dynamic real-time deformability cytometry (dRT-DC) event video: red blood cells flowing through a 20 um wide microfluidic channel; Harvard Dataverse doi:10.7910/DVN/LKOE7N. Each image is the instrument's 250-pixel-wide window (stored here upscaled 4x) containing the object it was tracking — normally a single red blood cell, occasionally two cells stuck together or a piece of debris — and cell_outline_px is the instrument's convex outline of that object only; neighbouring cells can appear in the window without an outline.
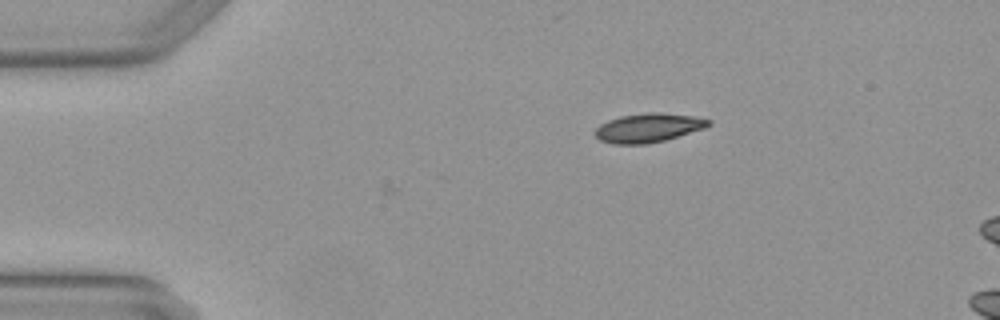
{"species": "Egyptian fruit bat (a non-hibernating species)", "species_latin": "Rousettus aegyptiacus", "temperature_condition": "warm", "stored_images_in_passage": 3, "camera_frame_rate_fps": 3000, "um_per_image_px": 0.085, "animal": {"sex": "female"}, "frame": {"image": 1, "passage_image": 1, "time_ms": 0.0, "image_size_px": [1000, 320], "cell_outline_px": [[712, 124], [704, 128], [664, 140], [648, 144], [612, 144], [600, 140], [592, 132], [600, 124], [608, 120], [620, 116], [648, 112], [660, 112], [692, 116], [712, 120]], "centroid_in_image_um": [55.07, 10.86], "position_along_channel_um": 29.9, "area_um2": 19.19}}